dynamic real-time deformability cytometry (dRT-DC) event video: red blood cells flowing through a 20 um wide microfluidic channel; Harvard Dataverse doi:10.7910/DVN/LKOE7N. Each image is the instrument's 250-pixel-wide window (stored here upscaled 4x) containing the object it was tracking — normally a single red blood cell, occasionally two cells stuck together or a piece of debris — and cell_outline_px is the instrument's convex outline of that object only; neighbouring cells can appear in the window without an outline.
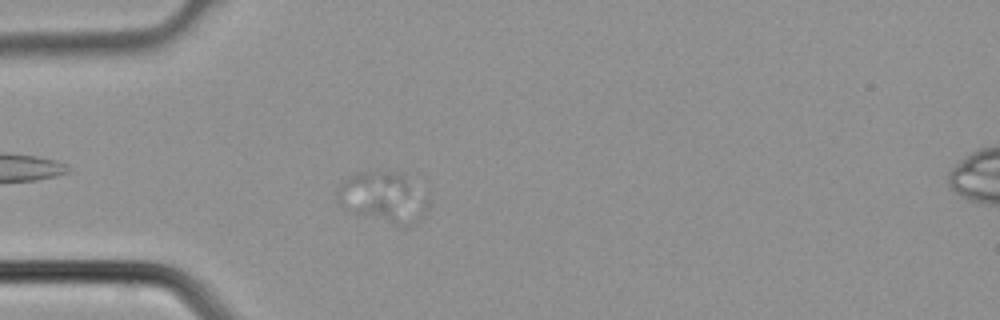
{"species": "common noctule bat (a hibernating species)", "species_latin": "Nyctalus noctula", "temperature_condition": "cold", "stored_images_in_passage": 5, "camera_frame_rate_fps": 3000, "um_per_image_px": 0.085, "animal": {"sex": "male", "body_mass_g": 21.5, "forearm_length_mm": 52.0}, "frame": {"image": 1, "passage_image": 5, "time_ms": 1.333, "image_size_px": [1000, 320], "cell_outline_px": [[428, 204], [420, 220], [416, 224], [408, 228], [404, 228], [356, 216], [344, 212], [336, 200], [336, 192], [340, 184], [344, 180], [356, 172], [388, 172], [400, 176], [428, 200]], "centroid_in_image_um": [32.44, 16.9], "position_along_channel_um": 52.6, "area_um2": 26.93}}